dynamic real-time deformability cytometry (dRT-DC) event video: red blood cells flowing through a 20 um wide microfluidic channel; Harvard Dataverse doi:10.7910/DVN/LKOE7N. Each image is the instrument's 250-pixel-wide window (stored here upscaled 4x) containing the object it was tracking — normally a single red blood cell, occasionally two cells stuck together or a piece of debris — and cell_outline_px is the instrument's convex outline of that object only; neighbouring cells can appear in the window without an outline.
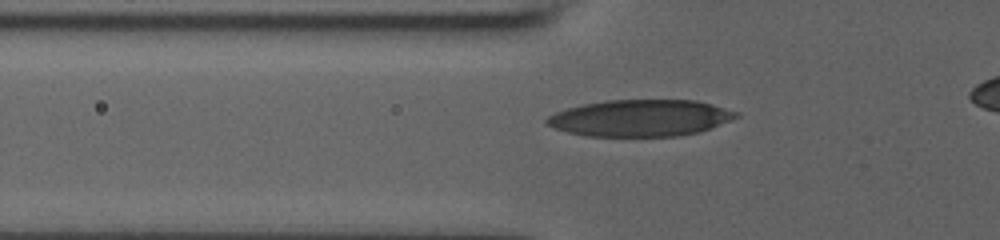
{"species": "human", "species_latin": "Homo sapiens", "temperature_condition": "room temperature", "stored_images_in_passage": 32, "camera_frame_rate_fps": 3000, "um_per_image_px": 0.085, "donor": {"sex": "male"}, "frame": {"image": 1, "passage_image": 6, "time_ms": 1.667, "image_size_px": [1000, 240], "cell_outline_px": [[740, 116], [700, 132], [676, 136], [588, 136], [568, 132], [556, 128], [548, 124], [544, 120], [548, 116], [556, 112], [568, 108], [584, 104], [604, 100], [696, 100], [712, 104], [740, 112]], "centroid_in_image_um": [54.46, 10.02], "position_along_channel_um": 71.3, "area_um2": 40.34}}
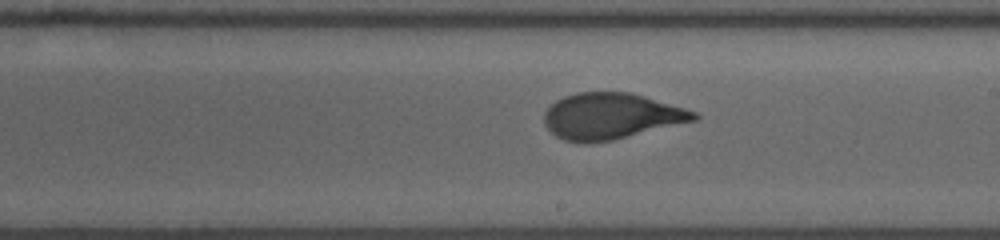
{"frame": {"image": 2, "passage_image": 15, "time_ms": 4.667, "image_size_px": [1000, 240], "cell_outline_px": [[700, 116], [696, 120], [612, 140], [564, 140], [556, 136], [544, 124], [544, 112], [556, 100], [564, 96], [576, 92], [632, 92], [684, 108], [696, 112]], "centroid_in_image_um": [51.95, 9.83], "position_along_channel_um": 237.0, "area_um2": 39.48}}
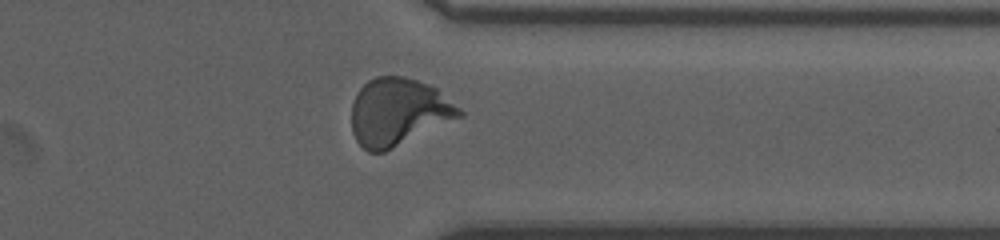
{"frame": {"image": 3, "passage_image": 25, "time_ms": 8.0, "image_size_px": [1000, 240], "cell_outline_px": [[464, 116], [384, 152], [368, 152], [356, 140], [352, 132], [352, 104], [360, 88], [368, 80], [376, 76], [404, 76], [428, 84], [436, 88], [460, 108], [464, 112]], "centroid_in_image_um": [33.87, 9.52], "position_along_channel_um": 377.5, "area_um2": 42.31}}